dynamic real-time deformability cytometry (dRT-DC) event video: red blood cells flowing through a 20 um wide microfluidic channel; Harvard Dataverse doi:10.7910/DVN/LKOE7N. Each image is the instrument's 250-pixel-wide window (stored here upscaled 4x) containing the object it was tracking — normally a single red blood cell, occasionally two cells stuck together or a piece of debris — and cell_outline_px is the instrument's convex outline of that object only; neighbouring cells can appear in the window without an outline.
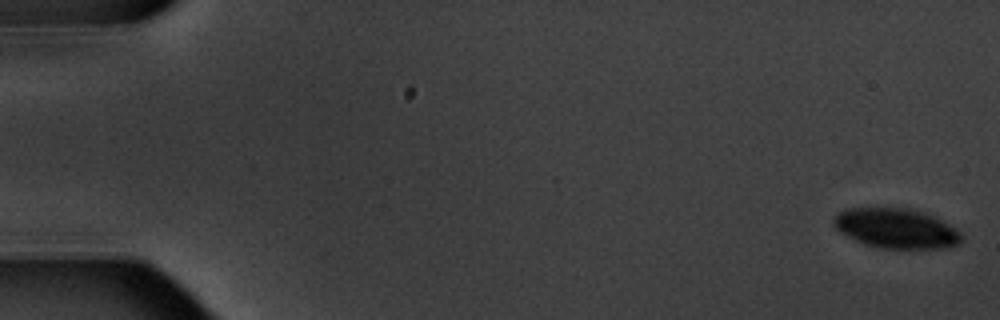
{"species": "common noctule bat (a hibernating species)", "species_latin": "Nyctalus noctula", "temperature_condition": "warm", "stored_images_in_passage": 5, "camera_frame_rate_fps": 3000, "um_per_image_px": 0.085, "animal": {"sex": "male", "body_mass_g": 20.1, "forearm_length_mm": 53.5}, "frame": {"image": 1, "passage_image": 1, "time_ms": 0.0, "image_size_px": [1000, 320], "cell_outline_px": [[964, 236], [956, 244], [944, 248], [880, 248], [864, 244], [840, 232], [832, 224], [832, 220], [844, 208], [908, 208], [924, 212], [948, 224], [960, 232]], "centroid_in_image_um": [76.14, 19.41], "position_along_channel_um": 8.9, "area_um2": 29.42}}